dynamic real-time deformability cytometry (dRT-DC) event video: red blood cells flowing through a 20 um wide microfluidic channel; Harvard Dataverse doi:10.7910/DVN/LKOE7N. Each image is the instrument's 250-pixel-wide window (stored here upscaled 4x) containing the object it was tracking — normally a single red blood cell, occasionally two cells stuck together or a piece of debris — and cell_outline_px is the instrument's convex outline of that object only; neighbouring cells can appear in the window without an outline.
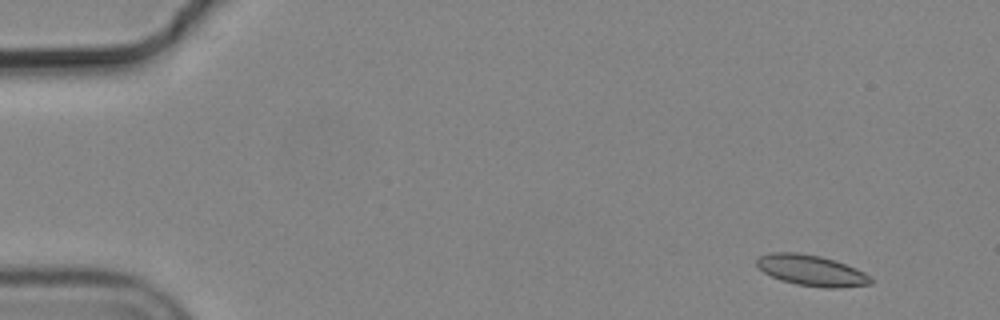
{"species": "common noctule bat (a hibernating species)", "species_latin": "Nyctalus noctula", "temperature_condition": "cold", "stored_images_in_passage": 6, "camera_frame_rate_fps": 3000, "um_per_image_px": 0.085, "animal": {"sex": "male", "body_mass_g": 19.2, "forearm_length_mm": 51.8}, "frame": {"image": 1, "passage_image": 2, "time_ms": 0.333, "image_size_px": [1000, 320], "cell_outline_px": [[872, 284], [836, 288], [828, 288], [796, 284], [780, 280], [764, 272], [756, 264], [756, 260], [760, 256], [772, 252], [796, 252], [820, 256], [856, 268], [864, 272], [872, 280]], "centroid_in_image_um": [68.96, 22.99], "position_along_channel_um": 16.0, "area_um2": 20.23}}
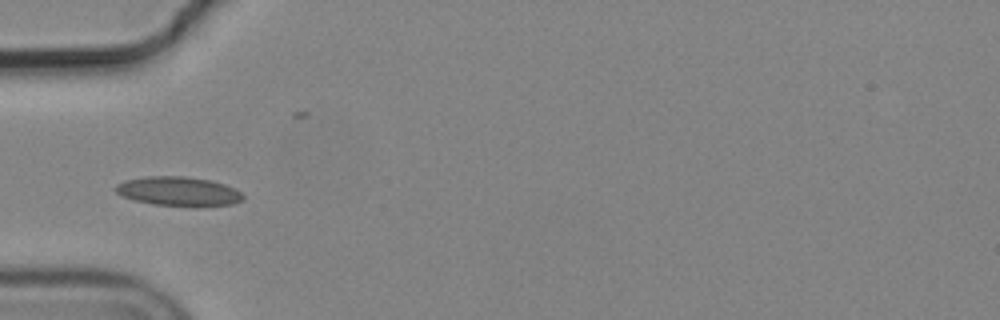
{"frame": {"image": 2, "passage_image": 6, "time_ms": 1.667, "image_size_px": [1000, 320], "cell_outline_px": [[244, 200], [232, 204], [152, 204], [120, 196], [112, 188], [116, 184], [124, 180], [148, 176], [184, 176], [208, 180], [224, 184], [240, 192], [244, 196]], "centroid_in_image_um": [15.08, 16.22], "position_along_channel_um": 69.9, "area_um2": 20.98}}